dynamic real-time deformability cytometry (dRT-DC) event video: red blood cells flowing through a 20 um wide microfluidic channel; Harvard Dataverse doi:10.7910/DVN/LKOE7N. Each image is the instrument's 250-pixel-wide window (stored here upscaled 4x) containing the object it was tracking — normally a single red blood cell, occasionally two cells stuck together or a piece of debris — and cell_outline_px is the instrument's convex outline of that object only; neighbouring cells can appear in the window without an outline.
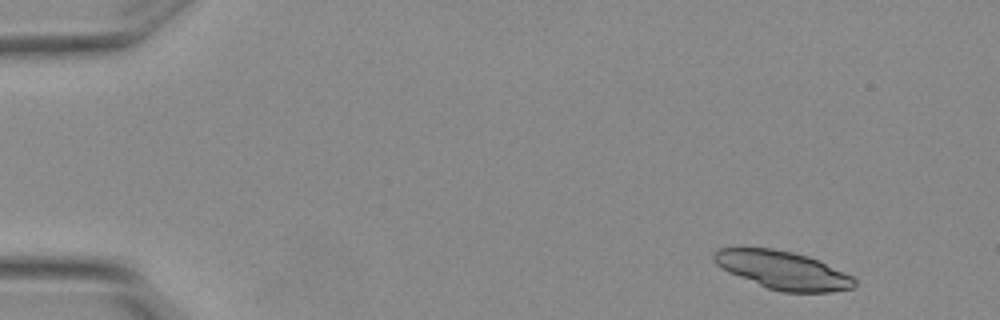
{"species": "Egyptian fruit bat (a non-hibernating species)", "species_latin": "Rousettus aegyptiacus", "temperature_condition": "warm", "stored_images_in_passage": 4, "camera_frame_rate_fps": 3000, "um_per_image_px": 0.085, "animal": {"sex": "female"}, "frame": {"image": 1, "passage_image": 1, "time_ms": 0.0, "image_size_px": [1000, 320], "cell_outline_px": [[856, 288], [832, 292], [784, 292], [768, 288], [728, 272], [720, 268], [716, 264], [712, 256], [712, 252], [716, 248], [772, 248], [792, 252], [808, 256], [852, 276], [856, 280]], "centroid_in_image_um": [66.52, 22.96], "position_along_channel_um": 18.5, "area_um2": 31.15}}